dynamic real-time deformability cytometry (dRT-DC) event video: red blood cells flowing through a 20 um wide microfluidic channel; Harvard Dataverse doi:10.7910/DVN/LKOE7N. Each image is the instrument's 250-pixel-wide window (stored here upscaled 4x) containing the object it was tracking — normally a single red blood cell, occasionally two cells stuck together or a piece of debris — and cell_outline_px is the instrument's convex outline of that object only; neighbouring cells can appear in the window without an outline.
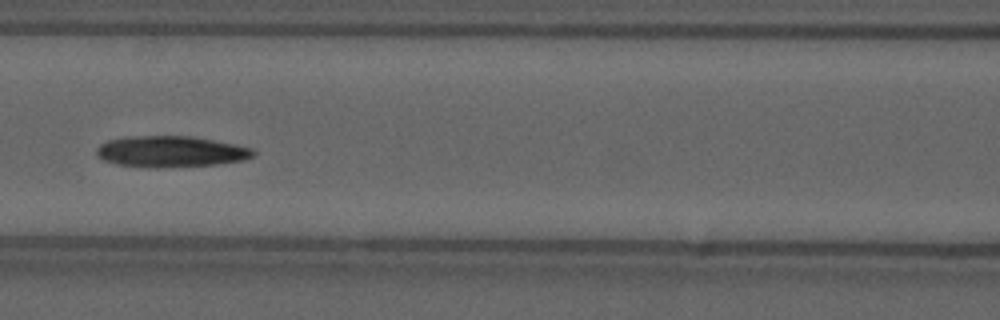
{"species": "common noctule bat (a hibernating species)", "species_latin": "Nyctalus noctula", "temperature_condition": "cold", "stored_images_in_passage": 55, "camera_frame_rate_fps": 3000, "um_per_image_px": 0.085, "animal": {"sex": "male", "forearm_length_mm": 52.5}, "frame": {"image": 1, "passage_image": 24, "time_ms": 7.667, "image_size_px": [1000, 320], "cell_outline_px": [[256, 156], [244, 160], [216, 164], [148, 168], [116, 164], [104, 160], [96, 156], [96, 148], [100, 144], [108, 140], [132, 136], [192, 136], [252, 148], [256, 152]], "centroid_in_image_um": [14.49, 12.88], "position_along_channel_um": 152.1, "area_um2": 28.38}, "authors_computed_cell_mechanics": {"area_um2": 26.5302, "velocity_mm_per_s": 3.6692, "shape_relaxation_time_tau1_ms": 8.7451, "shape_relaxation_time_tau2_ms": null, "deformation_change_tau1": 0.2399, "deformation_change_tau2": null}}